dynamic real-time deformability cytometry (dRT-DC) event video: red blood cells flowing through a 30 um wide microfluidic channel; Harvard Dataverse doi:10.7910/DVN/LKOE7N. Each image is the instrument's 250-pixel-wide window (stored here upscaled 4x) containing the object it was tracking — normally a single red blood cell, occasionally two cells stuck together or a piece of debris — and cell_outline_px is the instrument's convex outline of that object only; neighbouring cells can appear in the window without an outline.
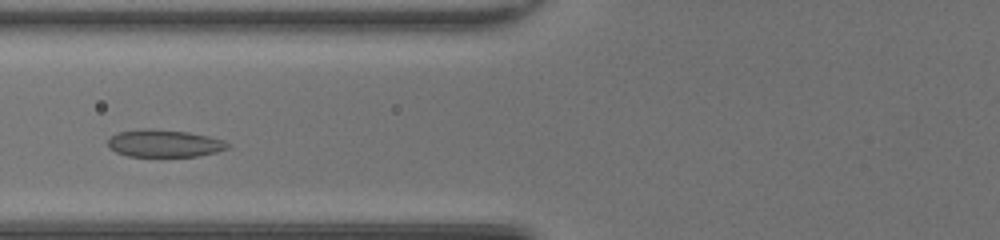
{"species": "common noctule bat (a hibernating species)", "species_latin": "Nyctalus noctula", "temperature_condition": "room temperature", "stored_images_in_passage": 38, "camera_frame_rate_fps": 3000, "um_per_image_px": 0.085, "animal": {"sex": "female", "body_mass_g": 20.0, "forearm_length_mm": 54.0}, "frame": {"image": 1, "passage_image": 10, "time_ms": 3.0, "image_size_px": [1000, 240], "cell_outline_px": [[232, 144], [228, 148], [216, 152], [200, 156], [128, 156], [116, 152], [108, 148], [108, 140], [116, 132], [144, 128], [148, 128], [188, 132], [208, 136], [224, 140]], "centroid_in_image_um": [13.97, 12.18], "position_along_channel_um": 111.8, "area_um2": 19.25}}
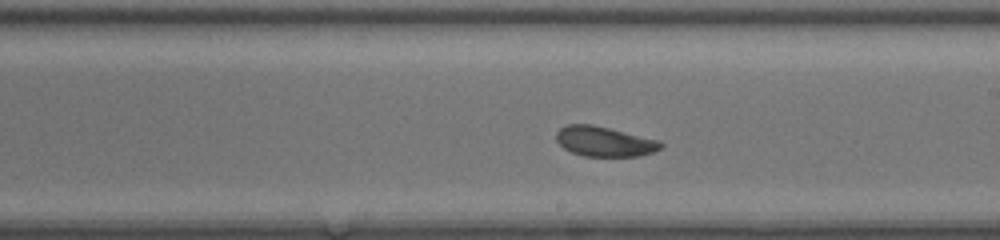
{"frame": {"image": 2, "passage_image": 19, "time_ms": 6.0, "image_size_px": [1000, 240], "cell_outline_px": [[664, 144], [660, 148], [652, 152], [640, 156], [584, 156], [572, 152], [564, 148], [556, 140], [556, 132], [560, 128], [568, 124], [592, 124], [660, 140]], "centroid_in_image_um": [51.37, 12.02], "position_along_channel_um": 237.6, "area_um2": 18.21}}
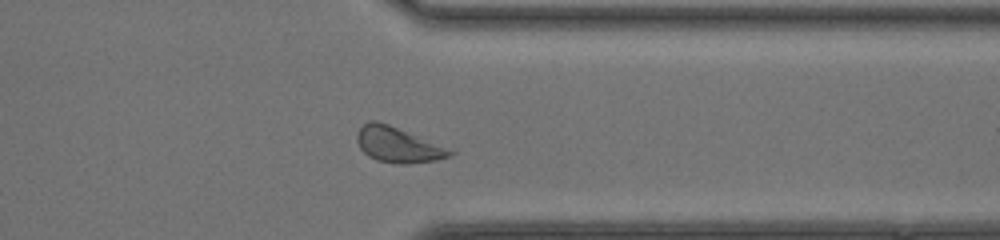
{"frame": {"image": 3, "passage_image": 29, "time_ms": 9.333, "image_size_px": [1000, 240], "cell_outline_px": [[456, 152], [452, 156], [436, 160], [408, 164], [400, 164], [376, 160], [368, 156], [360, 148], [356, 140], [356, 136], [360, 128], [364, 124], [372, 120], [376, 120], [388, 124], [456, 148]], "centroid_in_image_um": [33.94, 12.31], "position_along_channel_um": 377.5, "area_um2": 19.77}, "authors_computed_cell_mechanics": {"area_um2": 18.9584, "velocity_mm_per_s": 4.1944, "shape_relaxation_time_tau1_ms": 2.3924, "shape_relaxation_time_tau2_ms": null, "deformation_change_tau1": 0.0977, "deformation_change_tau2": null}}